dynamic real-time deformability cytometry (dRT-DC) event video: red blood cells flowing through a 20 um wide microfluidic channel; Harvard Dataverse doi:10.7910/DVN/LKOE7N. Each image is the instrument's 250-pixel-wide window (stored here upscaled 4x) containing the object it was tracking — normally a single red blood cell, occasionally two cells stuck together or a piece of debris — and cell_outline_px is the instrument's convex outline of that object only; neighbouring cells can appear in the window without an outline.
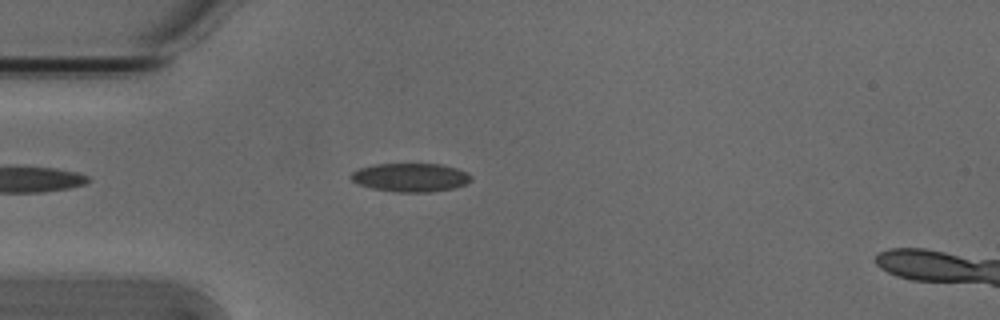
{"species": "Egyptian fruit bat (a non-hibernating species)", "species_latin": "Rousettus aegyptiacus", "temperature_condition": "cold", "stored_images_in_passage": 46, "segment_of_instrument_passage": [1, 2], "camera_frame_rate_fps": 3000, "um_per_image_px": 0.085, "animal": {"sex": "male"}, "frame": {"image": 1, "passage_image": 6, "time_ms": 1.667, "image_size_px": [1000, 320], "cell_outline_px": [[472, 180], [456, 188], [428, 192], [396, 192], [372, 188], [360, 184], [352, 180], [348, 176], [352, 172], [360, 168], [376, 164], [444, 164], [468, 172], [472, 176]], "centroid_in_image_um": [34.93, 15.08], "position_along_channel_um": 50.1, "area_um2": 20.06}}
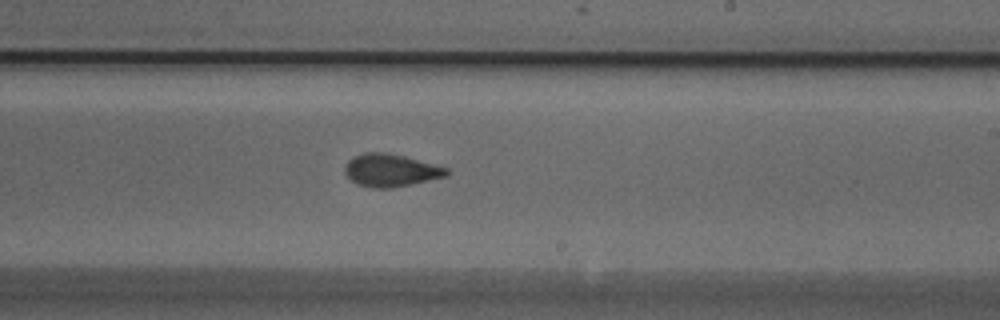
{"frame": {"image": 2, "passage_image": 23, "time_ms": 7.333, "image_size_px": [1000, 320], "cell_outline_px": [[448, 176], [412, 184], [392, 188], [372, 188], [356, 184], [344, 172], [344, 168], [348, 160], [352, 156], [364, 152], [384, 152], [404, 156], [448, 168]], "centroid_in_image_um": [33.19, 14.48], "position_along_channel_um": 255.8, "area_um2": 19.42}}
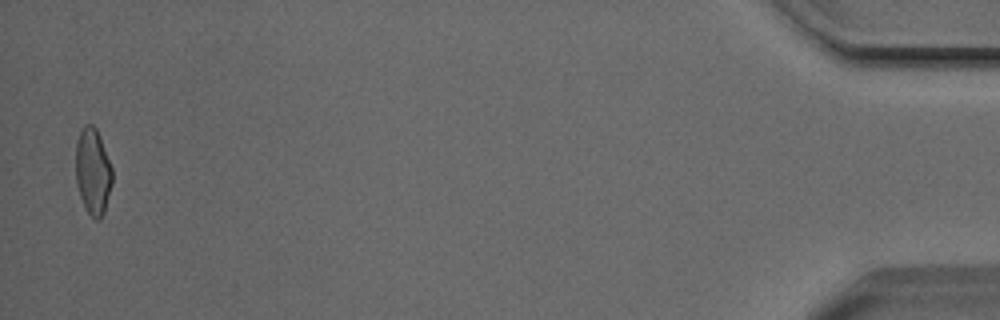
{"frame": {"image": 3, "passage_image": 44, "time_ms": 14.333, "image_size_px": [1000, 320], "cell_outline_px": [[112, 184], [104, 212], [100, 220], [96, 220], [88, 212], [80, 196], [76, 180], [76, 144], [80, 132], [84, 124], [92, 124], [96, 128], [112, 168]], "centroid_in_image_um": [7.9, 14.57], "position_along_channel_um": 427.3, "area_um2": 18.15}}